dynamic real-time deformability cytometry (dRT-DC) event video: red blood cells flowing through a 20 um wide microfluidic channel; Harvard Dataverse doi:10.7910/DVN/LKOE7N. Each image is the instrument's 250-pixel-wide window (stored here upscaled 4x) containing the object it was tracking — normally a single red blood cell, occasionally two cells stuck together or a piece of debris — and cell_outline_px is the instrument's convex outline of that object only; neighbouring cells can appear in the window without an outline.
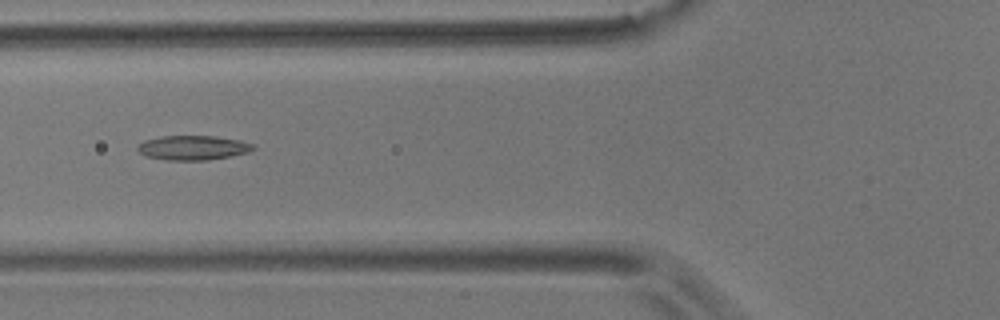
{"species": "common noctule bat (a hibernating species)", "species_latin": "Nyctalus noctula", "temperature_condition": "room temperature", "stored_images_in_passage": 6, "camera_frame_rate_fps": 3000, "um_per_image_px": 0.085, "animal": {"sex": "male", "body_mass_g": 17.9}, "frame": {"image": 1, "passage_image": 6, "time_ms": 1.667, "image_size_px": [1000, 320], "cell_outline_px": [[256, 148], [248, 152], [232, 156], [208, 160], [168, 160], [144, 156], [136, 148], [144, 140], [164, 136], [216, 136], [240, 140], [252, 144]], "centroid_in_image_um": [16.41, 12.56], "position_along_channel_um": 109.4, "area_um2": 16.47}}